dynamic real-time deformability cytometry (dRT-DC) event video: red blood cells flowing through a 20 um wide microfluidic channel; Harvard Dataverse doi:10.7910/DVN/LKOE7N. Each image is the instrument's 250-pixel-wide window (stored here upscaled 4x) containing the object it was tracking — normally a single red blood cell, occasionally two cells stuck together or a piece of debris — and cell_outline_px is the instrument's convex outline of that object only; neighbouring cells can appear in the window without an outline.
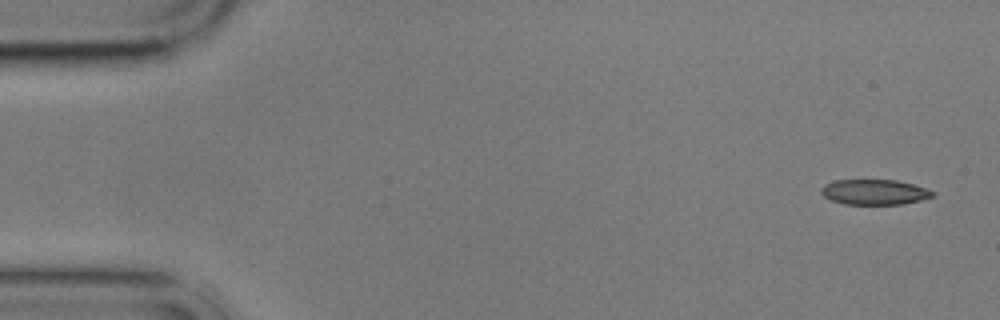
{"species": "common noctule bat (a hibernating species)", "species_latin": "Nyctalus noctula", "temperature_condition": "cold", "stored_images_in_passage": 5, "camera_frame_rate_fps": 3000, "um_per_image_px": 0.085, "animal": {"sex": "male", "body_mass_g": 17.9}, "frame": {"image": 1, "passage_image": 1, "time_ms": 0.0, "image_size_px": [1000, 320], "cell_outline_px": [[936, 196], [904, 204], [844, 204], [832, 200], [824, 196], [820, 192], [820, 188], [824, 184], [836, 180], [896, 180], [912, 184], [936, 192]], "centroid_in_image_um": [74.33, 16.32], "position_along_channel_um": 10.7, "area_um2": 16.42}}
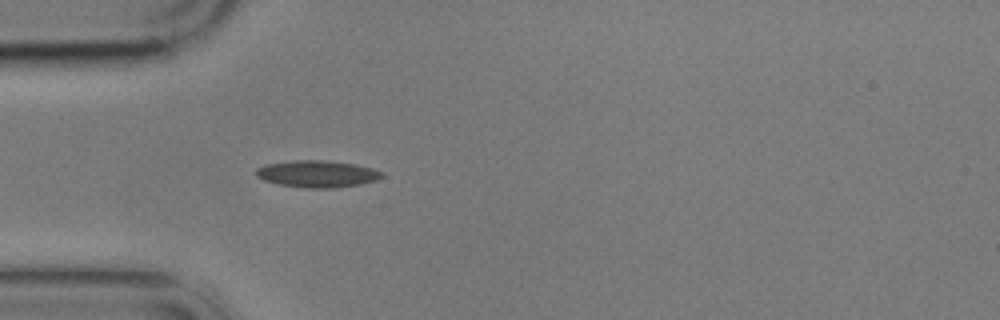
{"frame": {"image": 2, "passage_image": 5, "time_ms": 4.667, "image_size_px": [1000, 320], "cell_outline_px": [[384, 176], [376, 180], [360, 184], [336, 188], [308, 188], [280, 184], [264, 180], [256, 176], [256, 168], [264, 164], [292, 160], [324, 160], [356, 164], [372, 168], [380, 172]], "centroid_in_image_um": [26.94, 14.77], "position_along_channel_um": 58.1, "area_um2": 19.71}}